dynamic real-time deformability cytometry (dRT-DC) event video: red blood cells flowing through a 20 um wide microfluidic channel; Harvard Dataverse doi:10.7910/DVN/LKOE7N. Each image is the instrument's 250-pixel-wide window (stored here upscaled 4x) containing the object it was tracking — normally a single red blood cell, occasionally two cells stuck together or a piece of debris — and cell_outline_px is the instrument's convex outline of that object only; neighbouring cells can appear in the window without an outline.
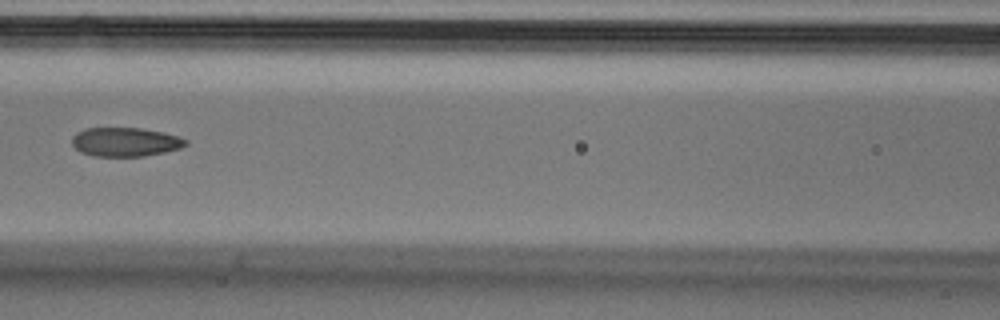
{"species": "Egyptian fruit bat (a non-hibernating species)", "species_latin": "Rousettus aegyptiacus", "temperature_condition": "cold", "stored_images_in_passage": 7, "camera_frame_rate_fps": 3000, "um_per_image_px": 0.085, "animal": {"sex": "male"}, "frame": {"image": 1, "passage_image": 6, "time_ms": 1.667, "image_size_px": [1000, 320], "cell_outline_px": [[188, 144], [180, 148], [164, 152], [144, 156], [92, 156], [80, 152], [72, 144], [72, 136], [76, 132], [84, 128], [140, 128], [164, 132], [188, 140]], "centroid_in_image_um": [10.63, 12.06], "position_along_channel_um": 156.0, "area_um2": 19.25}}
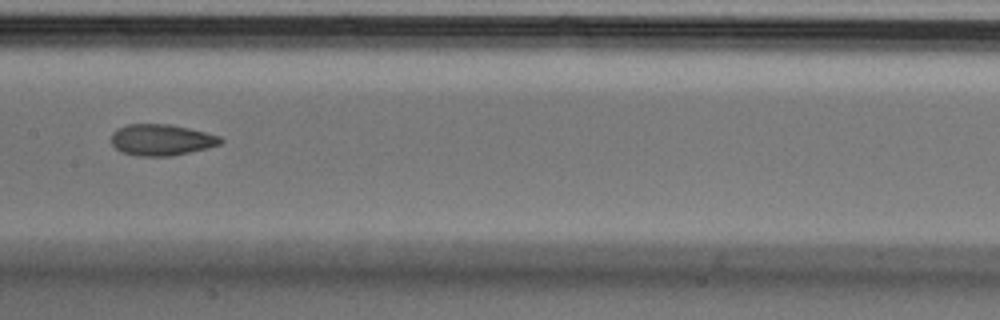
{"frame": {"image": 2, "passage_image": 7, "time_ms": 2.0, "image_size_px": [1000, 320], "cell_outline_px": [[224, 140], [220, 144], [208, 148], [172, 156], [136, 156], [120, 152], [112, 144], [112, 132], [128, 124], [168, 124], [188, 128], [220, 136]], "centroid_in_image_um": [13.72, 11.9], "position_along_channel_um": 193.7, "area_um2": 19.88}}